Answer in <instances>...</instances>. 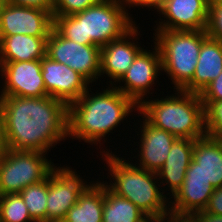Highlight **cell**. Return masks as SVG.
Returning <instances> with one entry per match:
<instances>
[{"label": "cell", "mask_w": 222, "mask_h": 222, "mask_svg": "<svg viewBox=\"0 0 222 222\" xmlns=\"http://www.w3.org/2000/svg\"><path fill=\"white\" fill-rule=\"evenodd\" d=\"M192 159L214 188L222 187V140L207 135L196 139Z\"/></svg>", "instance_id": "44dd1931"}, {"label": "cell", "mask_w": 222, "mask_h": 222, "mask_svg": "<svg viewBox=\"0 0 222 222\" xmlns=\"http://www.w3.org/2000/svg\"><path fill=\"white\" fill-rule=\"evenodd\" d=\"M90 90V91H89ZM91 92V95H90ZM91 86L75 102L68 106V138L102 146L107 134L139 106L114 86L92 94ZM103 139V140H102Z\"/></svg>", "instance_id": "7a4b0ae2"}, {"label": "cell", "mask_w": 222, "mask_h": 222, "mask_svg": "<svg viewBox=\"0 0 222 222\" xmlns=\"http://www.w3.org/2000/svg\"><path fill=\"white\" fill-rule=\"evenodd\" d=\"M206 135L222 140V100L202 101Z\"/></svg>", "instance_id": "484cf974"}, {"label": "cell", "mask_w": 222, "mask_h": 222, "mask_svg": "<svg viewBox=\"0 0 222 222\" xmlns=\"http://www.w3.org/2000/svg\"><path fill=\"white\" fill-rule=\"evenodd\" d=\"M159 222H191L189 219L186 218H173L169 217L166 219L159 220Z\"/></svg>", "instance_id": "d590c367"}, {"label": "cell", "mask_w": 222, "mask_h": 222, "mask_svg": "<svg viewBox=\"0 0 222 222\" xmlns=\"http://www.w3.org/2000/svg\"><path fill=\"white\" fill-rule=\"evenodd\" d=\"M204 211L207 213L222 215V187L214 189Z\"/></svg>", "instance_id": "f546056e"}, {"label": "cell", "mask_w": 222, "mask_h": 222, "mask_svg": "<svg viewBox=\"0 0 222 222\" xmlns=\"http://www.w3.org/2000/svg\"><path fill=\"white\" fill-rule=\"evenodd\" d=\"M124 8L128 9L132 6L134 7H142L143 8V0H117Z\"/></svg>", "instance_id": "836d02e7"}, {"label": "cell", "mask_w": 222, "mask_h": 222, "mask_svg": "<svg viewBox=\"0 0 222 222\" xmlns=\"http://www.w3.org/2000/svg\"><path fill=\"white\" fill-rule=\"evenodd\" d=\"M65 167H56L48 175L46 222H62L68 210L78 202L80 194L92 182L88 183L76 170Z\"/></svg>", "instance_id": "9c48e42d"}, {"label": "cell", "mask_w": 222, "mask_h": 222, "mask_svg": "<svg viewBox=\"0 0 222 222\" xmlns=\"http://www.w3.org/2000/svg\"><path fill=\"white\" fill-rule=\"evenodd\" d=\"M53 16L48 10L21 6L4 1L0 9V36L24 34L48 37Z\"/></svg>", "instance_id": "8fae6325"}, {"label": "cell", "mask_w": 222, "mask_h": 222, "mask_svg": "<svg viewBox=\"0 0 222 222\" xmlns=\"http://www.w3.org/2000/svg\"><path fill=\"white\" fill-rule=\"evenodd\" d=\"M199 167L192 159L182 186L170 197L173 200L169 201L171 217L188 219L196 211L206 208L215 188L204 177Z\"/></svg>", "instance_id": "7c38bea8"}, {"label": "cell", "mask_w": 222, "mask_h": 222, "mask_svg": "<svg viewBox=\"0 0 222 222\" xmlns=\"http://www.w3.org/2000/svg\"><path fill=\"white\" fill-rule=\"evenodd\" d=\"M167 0H143V7H147L149 9L159 10L165 5Z\"/></svg>", "instance_id": "d6a6232c"}, {"label": "cell", "mask_w": 222, "mask_h": 222, "mask_svg": "<svg viewBox=\"0 0 222 222\" xmlns=\"http://www.w3.org/2000/svg\"><path fill=\"white\" fill-rule=\"evenodd\" d=\"M0 106L5 149L47 153L68 138V106L58 99L0 96Z\"/></svg>", "instance_id": "6da1fadb"}, {"label": "cell", "mask_w": 222, "mask_h": 222, "mask_svg": "<svg viewBox=\"0 0 222 222\" xmlns=\"http://www.w3.org/2000/svg\"><path fill=\"white\" fill-rule=\"evenodd\" d=\"M208 0H167L154 30H206ZM161 20V21H160Z\"/></svg>", "instance_id": "2e32d148"}, {"label": "cell", "mask_w": 222, "mask_h": 222, "mask_svg": "<svg viewBox=\"0 0 222 222\" xmlns=\"http://www.w3.org/2000/svg\"><path fill=\"white\" fill-rule=\"evenodd\" d=\"M160 99H145L138 112L152 125L177 138L198 139L206 135L204 105L199 94L173 90ZM164 98V99H163Z\"/></svg>", "instance_id": "5b68a950"}, {"label": "cell", "mask_w": 222, "mask_h": 222, "mask_svg": "<svg viewBox=\"0 0 222 222\" xmlns=\"http://www.w3.org/2000/svg\"><path fill=\"white\" fill-rule=\"evenodd\" d=\"M47 38L24 34L0 36V66L6 62L41 60L46 55Z\"/></svg>", "instance_id": "ffe728a7"}, {"label": "cell", "mask_w": 222, "mask_h": 222, "mask_svg": "<svg viewBox=\"0 0 222 222\" xmlns=\"http://www.w3.org/2000/svg\"><path fill=\"white\" fill-rule=\"evenodd\" d=\"M207 35L222 42V0L209 3Z\"/></svg>", "instance_id": "83f0119b"}, {"label": "cell", "mask_w": 222, "mask_h": 222, "mask_svg": "<svg viewBox=\"0 0 222 222\" xmlns=\"http://www.w3.org/2000/svg\"><path fill=\"white\" fill-rule=\"evenodd\" d=\"M138 27L135 24L122 37L112 40L109 44L101 47L100 77L106 74V77L110 78L107 81L110 83V86H114L123 77L136 56L144 49L136 41L141 32L139 31L140 27Z\"/></svg>", "instance_id": "5bb4252c"}, {"label": "cell", "mask_w": 222, "mask_h": 222, "mask_svg": "<svg viewBox=\"0 0 222 222\" xmlns=\"http://www.w3.org/2000/svg\"><path fill=\"white\" fill-rule=\"evenodd\" d=\"M191 222H222V215L207 213L204 210L196 211L190 218Z\"/></svg>", "instance_id": "1f68e13d"}, {"label": "cell", "mask_w": 222, "mask_h": 222, "mask_svg": "<svg viewBox=\"0 0 222 222\" xmlns=\"http://www.w3.org/2000/svg\"><path fill=\"white\" fill-rule=\"evenodd\" d=\"M154 31L152 38L161 53L162 72L171 79L174 89L182 90L193 78L202 42L208 37L207 32L206 30Z\"/></svg>", "instance_id": "8992f818"}, {"label": "cell", "mask_w": 222, "mask_h": 222, "mask_svg": "<svg viewBox=\"0 0 222 222\" xmlns=\"http://www.w3.org/2000/svg\"><path fill=\"white\" fill-rule=\"evenodd\" d=\"M0 69L1 78H4L0 96L31 98L48 96L42 78L41 60L6 62L0 66Z\"/></svg>", "instance_id": "4fadbf2b"}, {"label": "cell", "mask_w": 222, "mask_h": 222, "mask_svg": "<svg viewBox=\"0 0 222 222\" xmlns=\"http://www.w3.org/2000/svg\"><path fill=\"white\" fill-rule=\"evenodd\" d=\"M131 15L117 0H99L84 11L53 16V28L76 43L101 48L137 24Z\"/></svg>", "instance_id": "3957f363"}, {"label": "cell", "mask_w": 222, "mask_h": 222, "mask_svg": "<svg viewBox=\"0 0 222 222\" xmlns=\"http://www.w3.org/2000/svg\"><path fill=\"white\" fill-rule=\"evenodd\" d=\"M201 101L222 100V72L199 94Z\"/></svg>", "instance_id": "f1b7e54d"}, {"label": "cell", "mask_w": 222, "mask_h": 222, "mask_svg": "<svg viewBox=\"0 0 222 222\" xmlns=\"http://www.w3.org/2000/svg\"><path fill=\"white\" fill-rule=\"evenodd\" d=\"M136 113L143 118V122L140 123L141 126L139 128L141 129L138 128V131L135 130V132H138L137 136H141H138L140 142H136V145L139 147L136 148L138 156L133 157L138 158L135 164L147 171L158 173L164 165L170 153L171 146L177 137L155 127L140 115L139 112Z\"/></svg>", "instance_id": "e0dca14e"}, {"label": "cell", "mask_w": 222, "mask_h": 222, "mask_svg": "<svg viewBox=\"0 0 222 222\" xmlns=\"http://www.w3.org/2000/svg\"><path fill=\"white\" fill-rule=\"evenodd\" d=\"M35 222H46L48 177L39 183L31 184L19 192Z\"/></svg>", "instance_id": "cb8c5ba5"}, {"label": "cell", "mask_w": 222, "mask_h": 222, "mask_svg": "<svg viewBox=\"0 0 222 222\" xmlns=\"http://www.w3.org/2000/svg\"><path fill=\"white\" fill-rule=\"evenodd\" d=\"M0 222H35L19 193L0 195Z\"/></svg>", "instance_id": "d4e9b609"}, {"label": "cell", "mask_w": 222, "mask_h": 222, "mask_svg": "<svg viewBox=\"0 0 222 222\" xmlns=\"http://www.w3.org/2000/svg\"><path fill=\"white\" fill-rule=\"evenodd\" d=\"M215 1H220V0H208L209 3L215 2Z\"/></svg>", "instance_id": "f35d334b"}, {"label": "cell", "mask_w": 222, "mask_h": 222, "mask_svg": "<svg viewBox=\"0 0 222 222\" xmlns=\"http://www.w3.org/2000/svg\"><path fill=\"white\" fill-rule=\"evenodd\" d=\"M194 143V139L177 138L171 146L164 165L157 173L162 192L164 193L165 188L166 191L168 188L170 190L168 194H165L167 196L170 194L169 199L182 186L185 180L186 171L192 160Z\"/></svg>", "instance_id": "ac0fdd59"}, {"label": "cell", "mask_w": 222, "mask_h": 222, "mask_svg": "<svg viewBox=\"0 0 222 222\" xmlns=\"http://www.w3.org/2000/svg\"><path fill=\"white\" fill-rule=\"evenodd\" d=\"M9 3L21 6L34 7L48 10L52 13L54 0H5Z\"/></svg>", "instance_id": "4dcf8cb0"}, {"label": "cell", "mask_w": 222, "mask_h": 222, "mask_svg": "<svg viewBox=\"0 0 222 222\" xmlns=\"http://www.w3.org/2000/svg\"><path fill=\"white\" fill-rule=\"evenodd\" d=\"M109 152H100L101 158L108 164L107 174L113 179L112 181L110 178L109 184L104 182L105 185L116 195L130 200L150 219L162 220L171 217L169 198L161 192L157 173L138 167L131 162L134 160L129 161V157L125 160L121 155L119 157L112 151Z\"/></svg>", "instance_id": "277c9868"}, {"label": "cell", "mask_w": 222, "mask_h": 222, "mask_svg": "<svg viewBox=\"0 0 222 222\" xmlns=\"http://www.w3.org/2000/svg\"><path fill=\"white\" fill-rule=\"evenodd\" d=\"M5 0H0V9Z\"/></svg>", "instance_id": "74e56055"}, {"label": "cell", "mask_w": 222, "mask_h": 222, "mask_svg": "<svg viewBox=\"0 0 222 222\" xmlns=\"http://www.w3.org/2000/svg\"><path fill=\"white\" fill-rule=\"evenodd\" d=\"M148 222H159V220L150 219Z\"/></svg>", "instance_id": "8d00e7d4"}, {"label": "cell", "mask_w": 222, "mask_h": 222, "mask_svg": "<svg viewBox=\"0 0 222 222\" xmlns=\"http://www.w3.org/2000/svg\"><path fill=\"white\" fill-rule=\"evenodd\" d=\"M150 218L135 204L113 193L104 183L103 222H148Z\"/></svg>", "instance_id": "603a6c76"}, {"label": "cell", "mask_w": 222, "mask_h": 222, "mask_svg": "<svg viewBox=\"0 0 222 222\" xmlns=\"http://www.w3.org/2000/svg\"><path fill=\"white\" fill-rule=\"evenodd\" d=\"M41 66L48 96L64 102L67 106L90 87V83L78 72L46 55L41 59Z\"/></svg>", "instance_id": "9a60e30c"}, {"label": "cell", "mask_w": 222, "mask_h": 222, "mask_svg": "<svg viewBox=\"0 0 222 222\" xmlns=\"http://www.w3.org/2000/svg\"><path fill=\"white\" fill-rule=\"evenodd\" d=\"M222 72V42L209 36L202 42L192 80L182 89L200 94Z\"/></svg>", "instance_id": "d6986e66"}, {"label": "cell", "mask_w": 222, "mask_h": 222, "mask_svg": "<svg viewBox=\"0 0 222 222\" xmlns=\"http://www.w3.org/2000/svg\"><path fill=\"white\" fill-rule=\"evenodd\" d=\"M153 51L143 49L134 59L128 71L114 85L116 89L132 99L138 106L153 94L155 80L162 72V60L159 47L154 43ZM161 71V72H160ZM124 83L122 86L121 83ZM120 84L117 86V84ZM153 87V88H152ZM148 93V94H147ZM144 99V100H143Z\"/></svg>", "instance_id": "30bf717a"}, {"label": "cell", "mask_w": 222, "mask_h": 222, "mask_svg": "<svg viewBox=\"0 0 222 222\" xmlns=\"http://www.w3.org/2000/svg\"><path fill=\"white\" fill-rule=\"evenodd\" d=\"M92 181L80 194L78 202L62 222H103L104 180Z\"/></svg>", "instance_id": "7402d4cb"}, {"label": "cell", "mask_w": 222, "mask_h": 222, "mask_svg": "<svg viewBox=\"0 0 222 222\" xmlns=\"http://www.w3.org/2000/svg\"><path fill=\"white\" fill-rule=\"evenodd\" d=\"M4 148V140H3V126H2V111L0 106V151Z\"/></svg>", "instance_id": "e575fe53"}, {"label": "cell", "mask_w": 222, "mask_h": 222, "mask_svg": "<svg viewBox=\"0 0 222 222\" xmlns=\"http://www.w3.org/2000/svg\"><path fill=\"white\" fill-rule=\"evenodd\" d=\"M46 155L3 148L0 151V195L19 193L45 180L57 167Z\"/></svg>", "instance_id": "52a82bcc"}, {"label": "cell", "mask_w": 222, "mask_h": 222, "mask_svg": "<svg viewBox=\"0 0 222 222\" xmlns=\"http://www.w3.org/2000/svg\"><path fill=\"white\" fill-rule=\"evenodd\" d=\"M99 0H54L52 16H67L84 11Z\"/></svg>", "instance_id": "4316f807"}, {"label": "cell", "mask_w": 222, "mask_h": 222, "mask_svg": "<svg viewBox=\"0 0 222 222\" xmlns=\"http://www.w3.org/2000/svg\"><path fill=\"white\" fill-rule=\"evenodd\" d=\"M46 56L72 68L90 84L100 78L101 48L99 46L81 45L64 38L52 28L46 41Z\"/></svg>", "instance_id": "ba28073f"}]
</instances>
